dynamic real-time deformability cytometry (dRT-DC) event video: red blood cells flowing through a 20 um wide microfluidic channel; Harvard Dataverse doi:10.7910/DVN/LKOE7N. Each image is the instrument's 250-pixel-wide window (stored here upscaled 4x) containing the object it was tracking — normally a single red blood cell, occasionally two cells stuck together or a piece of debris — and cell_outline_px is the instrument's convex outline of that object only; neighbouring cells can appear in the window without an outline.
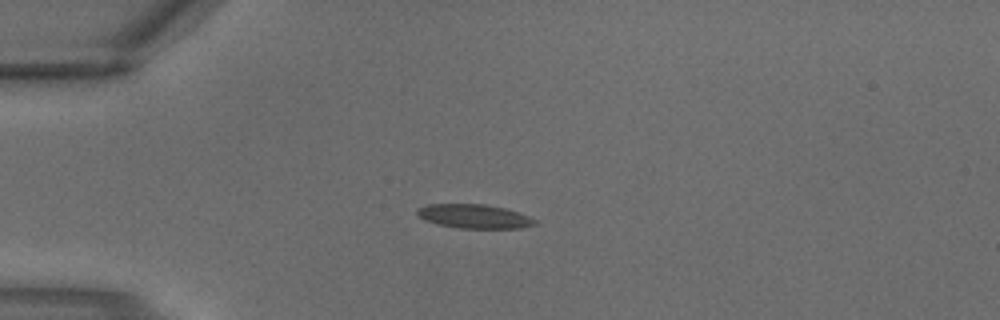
{"species": "common noctule bat (a hibernating species)", "species_latin": "Nyctalus noctula", "temperature_condition": "warm", "stored_images_in_passage": 2, "camera_frame_rate_fps": 3000, "um_per_image_px": 0.085, "animal": {"sex": "male", "body_mass_g": 18.8}, "frame": {"image": 1, "passage_image": 2, "time_ms": 0.333, "image_size_px": [1000, 320], "cell_outline_px": [[536, 224], [520, 228], [460, 228], [440, 224], [424, 220], [416, 212], [416, 208], [428, 204], [484, 204], [504, 208], [528, 216], [536, 220]], "centroid_in_image_um": [40.28, 18.38], "position_along_channel_um": 44.7, "area_um2": 16.24}}